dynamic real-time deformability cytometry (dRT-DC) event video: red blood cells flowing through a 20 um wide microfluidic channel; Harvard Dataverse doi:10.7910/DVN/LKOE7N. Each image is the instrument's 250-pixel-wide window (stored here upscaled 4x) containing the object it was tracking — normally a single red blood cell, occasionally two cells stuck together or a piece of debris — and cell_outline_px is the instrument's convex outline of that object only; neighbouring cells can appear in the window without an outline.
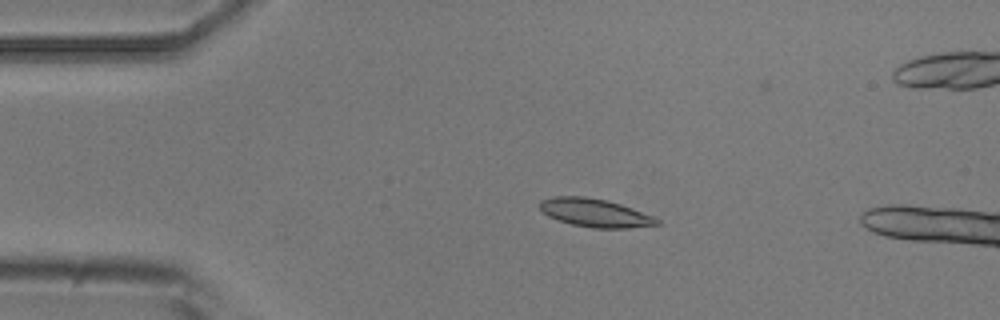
{"species": "common noctule bat (a hibernating species)", "species_latin": "Nyctalus noctula", "temperature_condition": "room temperature", "stored_images_in_passage": 5, "camera_frame_rate_fps": 3000, "um_per_image_px": 0.085, "animal": {"sex": "male", "body_mass_g": 20.5, "forearm_length_mm": 52.5}, "frame": {"image": 1, "passage_image": 3, "time_ms": 2.0, "image_size_px": [1000, 320], "cell_outline_px": [[660, 224], [628, 228], [592, 228], [572, 224], [548, 216], [540, 208], [540, 200], [552, 196], [584, 196], [608, 200], [632, 208], [652, 216], [660, 220]], "centroid_in_image_um": [50.57, 18.08], "position_along_channel_um": 34.4, "area_um2": 19.19}}